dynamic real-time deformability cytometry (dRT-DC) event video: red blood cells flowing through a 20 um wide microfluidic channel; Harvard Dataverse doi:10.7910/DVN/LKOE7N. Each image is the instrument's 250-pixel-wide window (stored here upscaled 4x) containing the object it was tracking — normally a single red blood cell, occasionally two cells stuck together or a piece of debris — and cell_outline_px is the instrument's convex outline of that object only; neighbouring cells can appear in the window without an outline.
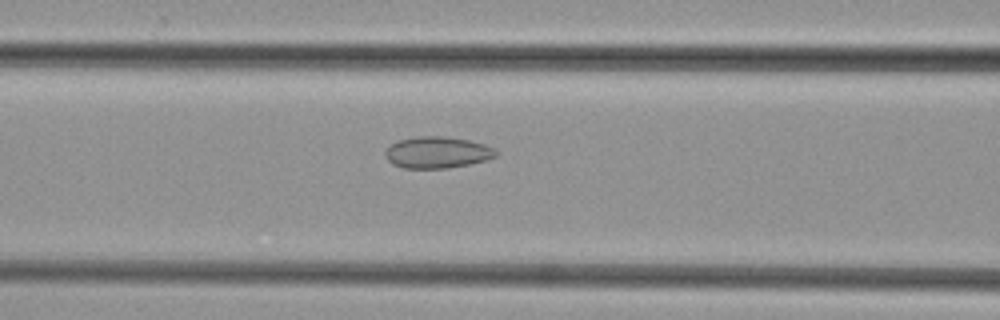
{"species": "common noctule bat (a hibernating species)", "species_latin": "Nyctalus noctula", "temperature_condition": "cold", "stored_images_in_passage": 44, "camera_frame_rate_fps": 3000, "um_per_image_px": 0.085, "animal": {"sex": "female", "body_mass_g": 29.2, "forearm_length_mm": 56.3}, "frame": {"image": 1, "passage_image": 15, "time_ms": 4.667, "image_size_px": [1000, 320], "cell_outline_px": [[496, 156], [488, 160], [448, 168], [404, 168], [392, 164], [388, 160], [384, 152], [392, 144], [400, 140], [416, 136], [444, 136], [468, 140], [484, 144], [496, 148]], "centroid_in_image_um": [37.18, 12.95], "position_along_channel_um": 129.4, "area_um2": 20.29}}
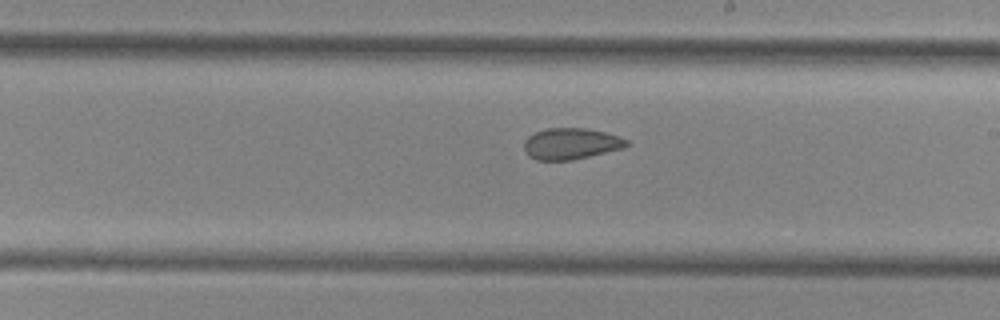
{"frame": {"image": 2, "passage_image": 23, "time_ms": 7.333, "image_size_px": [1000, 320], "cell_outline_px": [[628, 144], [624, 148], [572, 160], [536, 160], [528, 156], [524, 152], [524, 140], [528, 136], [536, 132], [548, 128], [588, 128], [620, 136], [628, 140]], "centroid_in_image_um": [48.52, 12.21], "position_along_channel_um": 240.5, "area_um2": 18.79}}
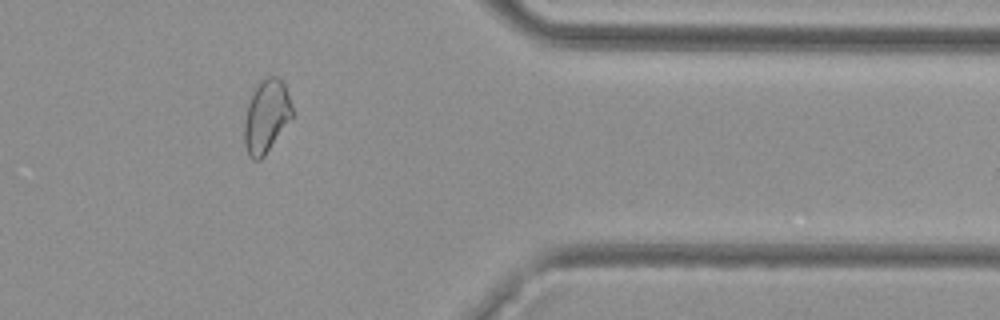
{"frame": {"image": 3, "passage_image": 35, "time_ms": 11.333, "image_size_px": [1000, 320], "cell_outline_px": [[292, 116], [264, 156], [260, 160], [252, 160], [248, 156], [244, 144], [244, 120], [248, 104], [256, 84], [260, 80], [268, 76], [276, 76], [284, 84], [292, 108]], "centroid_in_image_um": [22.59, 9.89], "position_along_channel_um": 388.8, "area_um2": 20.11}}